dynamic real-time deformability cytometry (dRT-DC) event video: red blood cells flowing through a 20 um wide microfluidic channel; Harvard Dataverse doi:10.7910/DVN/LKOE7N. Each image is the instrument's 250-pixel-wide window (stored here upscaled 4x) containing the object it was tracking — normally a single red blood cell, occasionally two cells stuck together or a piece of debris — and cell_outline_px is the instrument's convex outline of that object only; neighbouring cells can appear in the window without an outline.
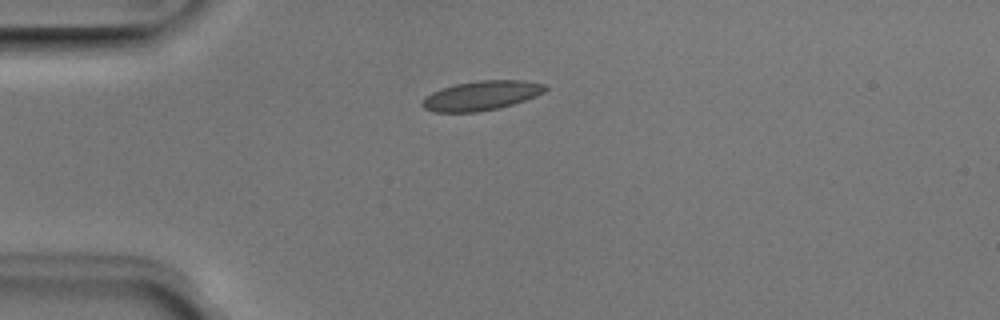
{"species": "Egyptian fruit bat (a non-hibernating species)", "species_latin": "Rousettus aegyptiacus", "temperature_condition": "room temperature", "stored_images_in_passage": 6, "camera_frame_rate_fps": 3000, "um_per_image_px": 0.085, "animal": {"sex": "male"}, "frame": {"image": 1, "passage_image": 3, "time_ms": 0.667, "image_size_px": [1000, 320], "cell_outline_px": [[548, 88], [544, 92], [536, 96], [500, 108], [476, 112], [436, 112], [424, 108], [420, 104], [424, 96], [440, 88], [456, 84], [480, 80], [524, 80], [548, 84]], "centroid_in_image_um": [40.92, 8.12], "position_along_channel_um": 44.1, "area_um2": 21.27}}
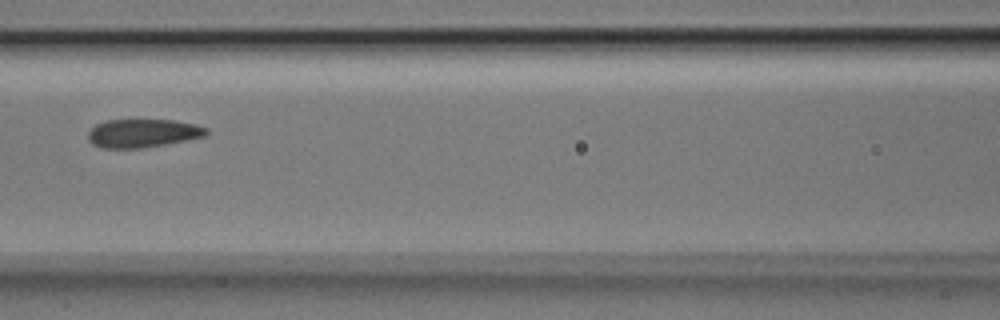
{"frame": {"image": 2, "passage_image": 6, "time_ms": 1.667, "image_size_px": [1000, 320], "cell_outline_px": [[208, 132], [204, 136], [164, 144], [140, 148], [100, 148], [92, 144], [88, 140], [88, 132], [96, 124], [108, 120], [172, 120], [196, 124], [208, 128]], "centroid_in_image_um": [12.1, 11.32], "position_along_channel_um": 154.5, "area_um2": 19.42}}